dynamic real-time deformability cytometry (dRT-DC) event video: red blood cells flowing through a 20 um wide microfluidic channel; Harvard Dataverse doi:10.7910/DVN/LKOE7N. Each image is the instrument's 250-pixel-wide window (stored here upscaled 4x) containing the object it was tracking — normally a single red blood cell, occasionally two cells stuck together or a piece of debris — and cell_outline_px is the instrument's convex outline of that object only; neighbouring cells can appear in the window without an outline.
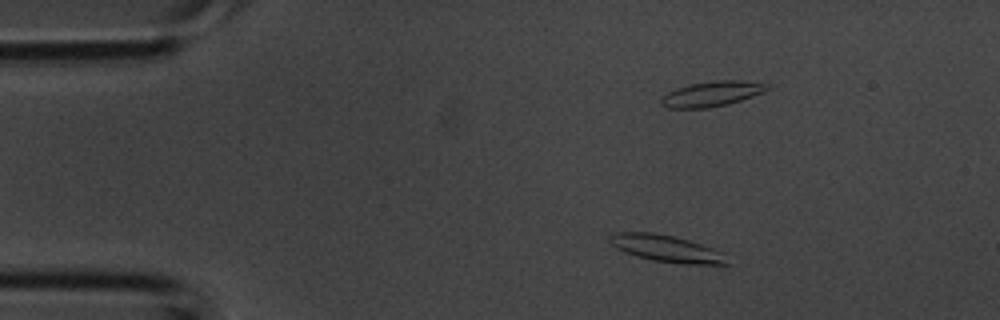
{"species": "common noctule bat (a hibernating species)", "species_latin": "Nyctalus noctula", "temperature_condition": "room temperature", "stored_images_in_passage": 33, "camera_frame_rate_fps": 3000, "um_per_image_px": 0.085, "animal": {"sex": "male", "body_mass_g": 20.1, "forearm_length_mm": 53.5}, "frame": {"image": 1, "passage_image": 1, "time_ms": 0.0, "image_size_px": [1000, 320], "cell_outline_px": [[732, 264], [688, 264], [652, 260], [636, 256], [624, 252], [616, 248], [608, 240], [608, 236], [612, 232], [652, 232], [672, 236], [688, 240], [724, 252]], "centroid_in_image_um": [56.65, 21.12], "position_along_channel_um": 28.4, "area_um2": 18.44}}